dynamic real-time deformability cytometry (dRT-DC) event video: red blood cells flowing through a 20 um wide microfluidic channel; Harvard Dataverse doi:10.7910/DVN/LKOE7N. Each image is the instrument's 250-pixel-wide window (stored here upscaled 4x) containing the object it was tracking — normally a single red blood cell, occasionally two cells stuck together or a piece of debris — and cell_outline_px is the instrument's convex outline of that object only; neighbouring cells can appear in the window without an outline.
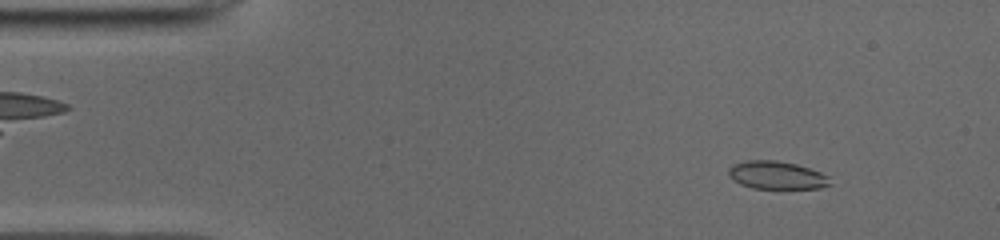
{"species": "common noctule bat (a hibernating species)", "species_latin": "Nyctalus noctula", "temperature_condition": "cold", "stored_images_in_passage": 50, "camera_frame_rate_fps": 3000, "um_per_image_px": 0.085, "animal": {"sex": "male", "body_mass_g": 19.0, "forearm_length_mm": 50.8}, "frame": {"image": 1, "passage_image": 5, "time_ms": 1.333, "image_size_px": [1000, 240], "cell_outline_px": [[832, 184], [820, 188], [752, 188], [740, 184], [732, 180], [728, 176], [728, 168], [732, 164], [748, 160], [776, 160], [796, 164], [820, 172], [828, 176]], "centroid_in_image_um": [65.98, 14.89], "position_along_channel_um": 19.0, "area_um2": 16.59}}
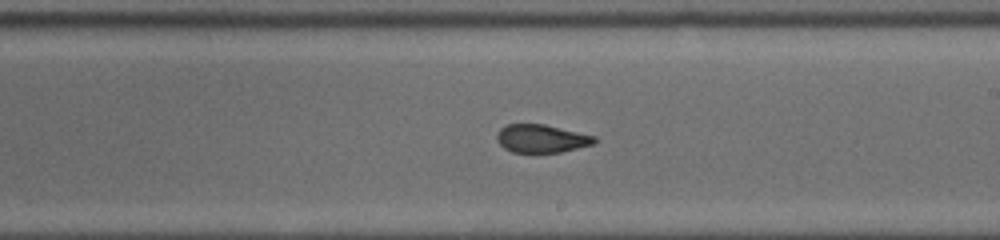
{"frame": {"image": 2, "passage_image": 28, "time_ms": 9.0, "image_size_px": [1000, 240], "cell_outline_px": [[596, 140], [592, 144], [560, 152], [512, 152], [504, 148], [500, 144], [496, 136], [500, 128], [508, 124], [544, 124], [596, 136]], "centroid_in_image_um": [46.01, 11.77], "position_along_channel_um": 243.0, "area_um2": 15.78}}
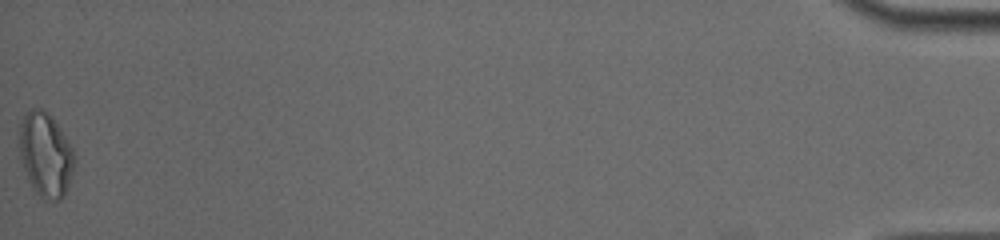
{"frame": {"image": 3, "passage_image": 50, "time_ms": 16.333, "image_size_px": [1000, 240], "cell_outline_px": [[76, 156], [72, 172], [64, 196], [60, 200], [52, 200], [40, 196], [32, 188], [28, 180], [20, 160], [20, 124], [24, 116], [32, 108], [40, 108], [48, 112], [52, 116], [72, 148]], "centroid_in_image_um": [3.87, 13.14], "position_along_channel_um": 431.3, "area_um2": 26.76}, "authors_computed_cell_mechanics": {"area_um2": 17.2822, "velocity_mm_per_s": 3.9665, "shape_relaxation_time_tau1_ms": null, "shape_relaxation_time_tau2_ms": 1.3213, "deformation_change_tau1": null, "deformation_change_tau2": 0.0767}}